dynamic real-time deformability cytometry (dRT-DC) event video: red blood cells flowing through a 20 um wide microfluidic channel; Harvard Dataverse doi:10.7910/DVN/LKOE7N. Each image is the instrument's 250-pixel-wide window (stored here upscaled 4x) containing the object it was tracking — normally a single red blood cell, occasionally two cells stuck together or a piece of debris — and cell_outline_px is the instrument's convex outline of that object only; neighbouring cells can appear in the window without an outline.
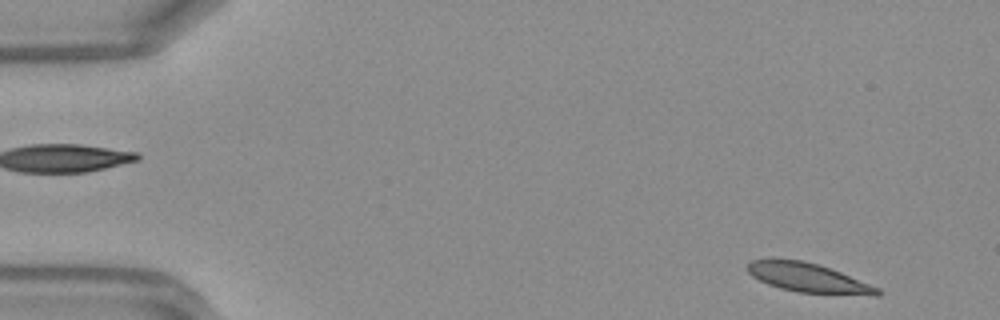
{"species": "Egyptian fruit bat (a non-hibernating species)", "species_latin": "Rousettus aegyptiacus", "temperature_condition": "warm", "stored_images_in_passage": 47, "segment_of_instrument_passage": [1, 2], "camera_frame_rate_fps": 3000, "um_per_image_px": 0.085, "frame": {"image": 1, "passage_image": 2, "time_ms": 0.333, "image_size_px": [1000, 320], "cell_outline_px": [[884, 292], [880, 296], [872, 296], [800, 292], [780, 288], [768, 284], [752, 276], [748, 272], [748, 264], [752, 260], [804, 260], [840, 272], [880, 288]], "centroid_in_image_um": [68.79, 23.64], "position_along_channel_um": 16.2, "area_um2": 21.79}}
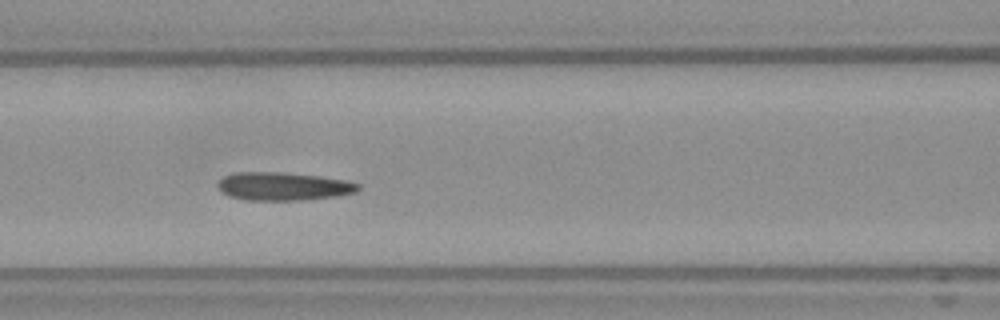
{"frame": {"image": 2, "passage_image": 19, "time_ms": 6.0, "image_size_px": [1000, 320], "cell_outline_px": [[360, 188], [356, 192], [336, 196], [308, 200], [248, 200], [228, 196], [216, 184], [224, 176], [236, 172], [284, 172], [320, 176], [344, 180], [360, 184]], "centroid_in_image_um": [24.1, 15.84], "position_along_channel_um": 142.5, "area_um2": 23.06}}
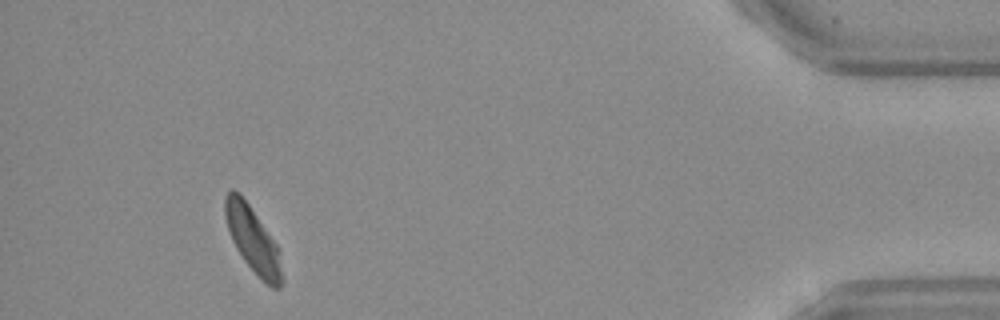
{"frame": {"image": 3, "passage_image": 43, "time_ms": 14.0, "image_size_px": [1000, 320], "cell_outline_px": [[284, 280], [280, 288], [272, 288], [244, 260], [236, 248], [232, 240], [224, 216], [224, 196], [232, 188], [240, 192], [276, 244]], "centroid_in_image_um": [21.46, 20.33], "position_along_channel_um": 413.7, "area_um2": 21.27}}